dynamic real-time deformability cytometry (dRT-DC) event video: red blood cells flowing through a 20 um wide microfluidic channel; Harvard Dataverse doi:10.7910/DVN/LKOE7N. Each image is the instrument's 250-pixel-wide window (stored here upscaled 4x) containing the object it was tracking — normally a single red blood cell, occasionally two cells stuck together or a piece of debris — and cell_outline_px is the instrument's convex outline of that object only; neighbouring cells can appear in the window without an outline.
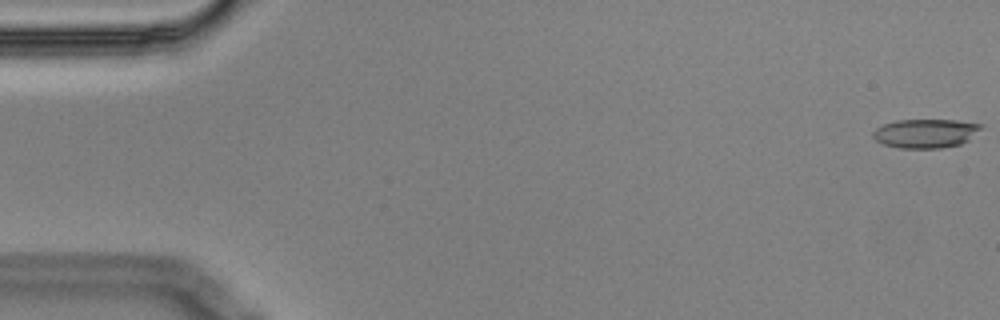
{"species": "Egyptian fruit bat (a non-hibernating species)", "species_latin": "Rousettus aegyptiacus", "temperature_condition": "cold", "stored_images_in_passage": 11, "camera_frame_rate_fps": 3000, "um_per_image_px": 0.085, "animal": {"sex": "male"}, "frame": {"image": 1, "passage_image": 1, "time_ms": 0.0, "image_size_px": [1000, 320], "cell_outline_px": [[984, 128], [968, 140], [960, 144], [940, 148], [900, 148], [884, 144], [876, 140], [872, 136], [872, 132], [876, 128], [884, 124], [896, 120], [956, 120], [984, 124]], "centroid_in_image_um": [78.71, 11.33], "position_along_channel_um": 6.3, "area_um2": 18.32}}
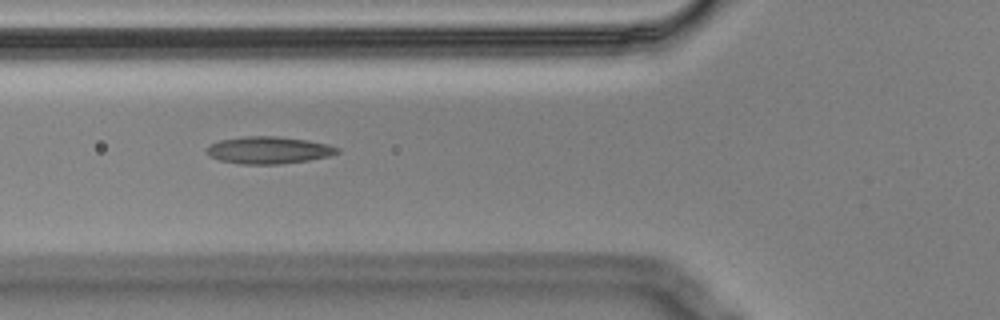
{"frame": {"image": 2, "passage_image": 6, "time_ms": 1.667, "image_size_px": [1000, 320], "cell_outline_px": [[340, 152], [332, 156], [308, 160], [280, 164], [240, 164], [220, 160], [212, 156], [208, 152], [208, 148], [212, 144], [220, 140], [244, 136], [276, 136], [308, 140], [328, 144], [340, 148]], "centroid_in_image_um": [22.92, 12.76], "position_along_channel_um": 102.9, "area_um2": 20.58}}
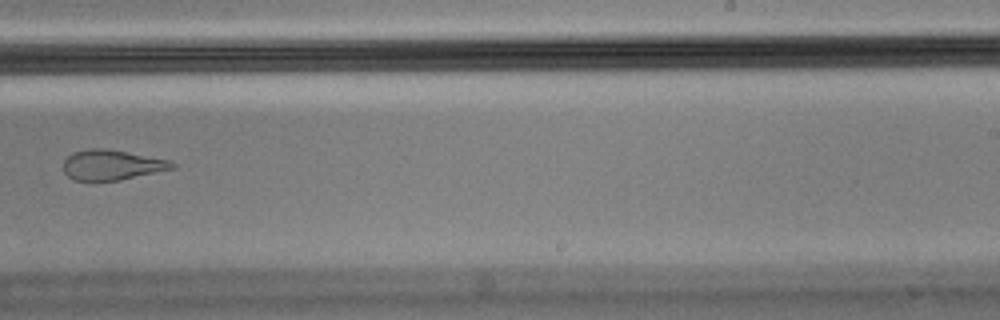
{"frame": {"image": 3, "passage_image": 10, "time_ms": 3.0, "image_size_px": [1000, 320], "cell_outline_px": [[176, 168], [120, 180], [76, 180], [68, 176], [64, 172], [64, 160], [72, 152], [88, 148], [104, 148], [128, 152], [168, 160], [176, 164]], "centroid_in_image_um": [9.5, 14.01], "position_along_channel_um": 279.5, "area_um2": 19.02}}